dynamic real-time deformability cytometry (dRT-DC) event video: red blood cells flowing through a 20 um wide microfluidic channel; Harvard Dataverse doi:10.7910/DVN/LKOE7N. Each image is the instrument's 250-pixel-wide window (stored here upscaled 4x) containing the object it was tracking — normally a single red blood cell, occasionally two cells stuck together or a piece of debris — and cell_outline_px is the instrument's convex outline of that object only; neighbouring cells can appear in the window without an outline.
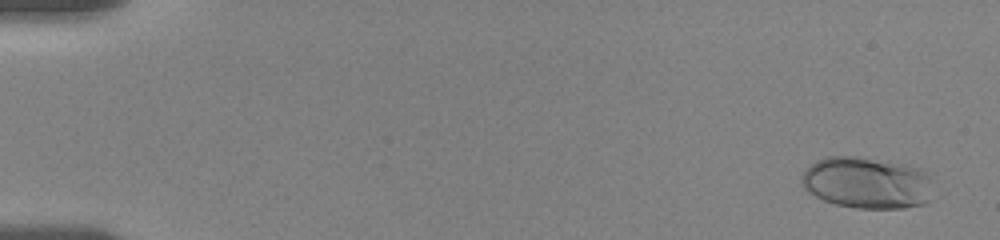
{"species": "human", "species_latin": "Homo sapiens", "temperature_condition": "room temperature", "stored_images_in_passage": 33, "camera_frame_rate_fps": 3000, "um_per_image_px": 0.085, "donor": {"sex": "female"}, "frame": {"image": 1, "passage_image": 5, "time_ms": 0.667, "image_size_px": [1000, 240], "cell_outline_px": [[928, 200], [924, 204], [904, 208], [856, 208], [836, 204], [824, 200], [816, 196], [804, 188], [800, 184], [800, 176], [816, 160], [828, 156], [856, 156], [908, 164], [924, 172], [928, 176]], "centroid_in_image_um": [73.61, 15.53], "position_along_channel_um": 11.4, "area_um2": 39.25}}
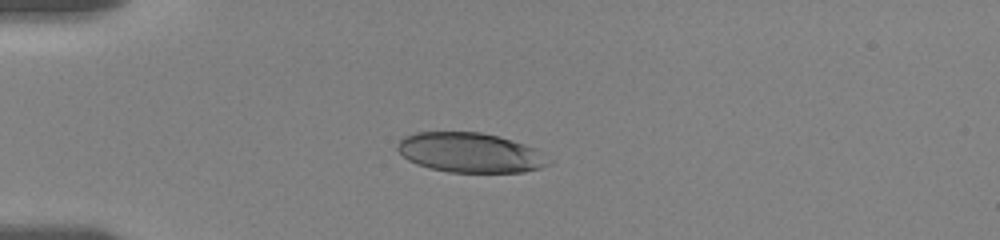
{"frame": {"image": 2, "passage_image": 26, "time_ms": 5.0, "image_size_px": [1000, 240], "cell_outline_px": [[552, 164], [540, 168], [524, 172], [448, 172], [416, 164], [408, 160], [396, 148], [396, 144], [404, 136], [416, 132], [480, 132], [500, 136], [524, 144], [532, 148], [552, 160]], "centroid_in_image_um": [39.96, 12.97], "position_along_channel_um": 45.0, "area_um2": 34.97}}